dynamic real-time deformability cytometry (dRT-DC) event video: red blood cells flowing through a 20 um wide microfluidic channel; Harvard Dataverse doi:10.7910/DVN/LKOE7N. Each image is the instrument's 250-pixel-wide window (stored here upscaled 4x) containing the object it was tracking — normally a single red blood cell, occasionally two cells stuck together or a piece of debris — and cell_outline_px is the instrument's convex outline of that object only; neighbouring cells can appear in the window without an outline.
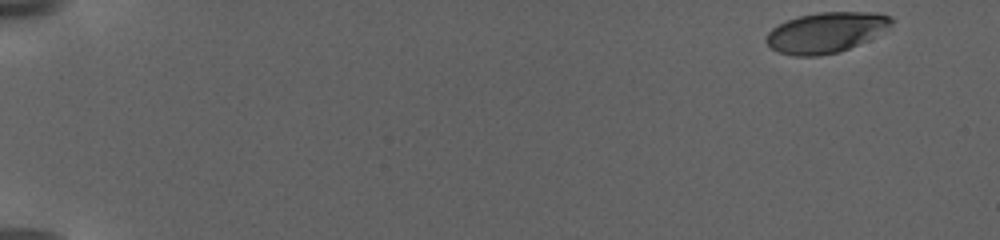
{"species": "human", "species_latin": "Homo sapiens", "temperature_condition": "warm", "stored_images_in_passage": 49, "camera_frame_rate_fps": 3000, "um_per_image_px": 0.085, "donor": {"sex": "female"}, "frame": {"image": 1, "passage_image": 1, "time_ms": 0.0, "image_size_px": [1000, 240], "cell_outline_px": [[896, 20], [888, 28], [840, 52], [816, 56], [796, 56], [780, 52], [772, 48], [764, 40], [768, 32], [772, 28], [788, 20], [800, 16], [820, 12], [876, 12], [892, 16]], "centroid_in_image_um": [70.21, 2.74], "position_along_channel_um": 14.8, "area_um2": 29.13}}
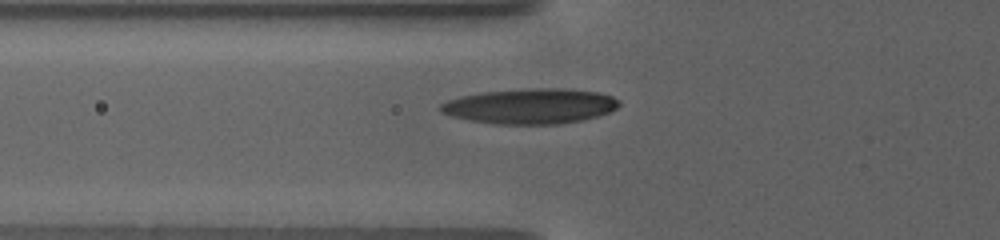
{"frame": {"image": 2, "passage_image": 24, "time_ms": 8.0, "image_size_px": [1000, 240], "cell_outline_px": [[620, 104], [616, 108], [608, 112], [584, 120], [560, 124], [492, 124], [468, 120], [452, 116], [440, 112], [440, 104], [448, 100], [460, 96], [484, 92], [532, 88], [560, 88], [600, 92], [612, 96], [620, 100]], "centroid_in_image_um": [45.08, 9.02], "position_along_channel_um": 80.7, "area_um2": 36.76}}
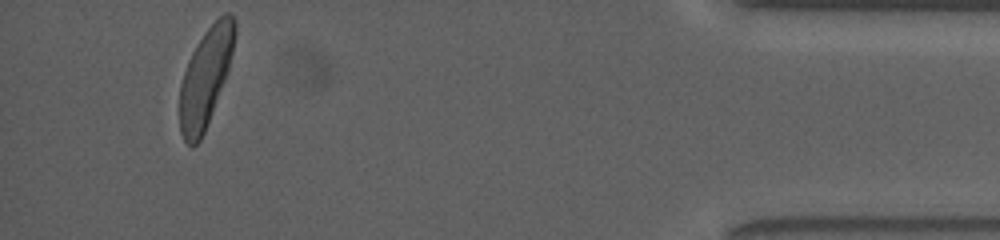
{"frame": {"image": 3, "passage_image": 48, "time_ms": 21.333, "image_size_px": [1000, 240], "cell_outline_px": [[236, 32], [228, 72], [204, 132], [200, 140], [192, 148], [184, 140], [180, 132], [180, 84], [188, 60], [192, 52], [204, 32], [224, 12], [228, 12], [236, 20]], "centroid_in_image_um": [17.47, 6.57], "position_along_channel_um": 417.7, "area_um2": 31.33}, "authors_computed_cell_mechanics": {"area_um2": 32.946, "velocity_mm_per_s": 2.943, "shape_relaxation_time_tau1_ms": 3.2491, "shape_relaxation_time_tau2_ms": null, "deformation_change_tau1": 0.168, "deformation_change_tau2": null}}